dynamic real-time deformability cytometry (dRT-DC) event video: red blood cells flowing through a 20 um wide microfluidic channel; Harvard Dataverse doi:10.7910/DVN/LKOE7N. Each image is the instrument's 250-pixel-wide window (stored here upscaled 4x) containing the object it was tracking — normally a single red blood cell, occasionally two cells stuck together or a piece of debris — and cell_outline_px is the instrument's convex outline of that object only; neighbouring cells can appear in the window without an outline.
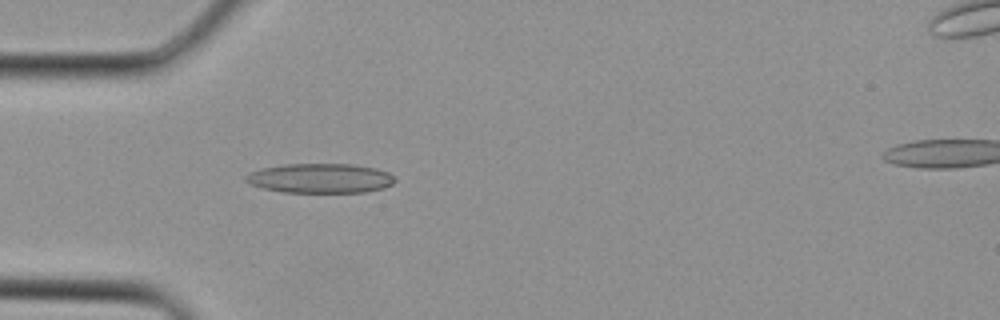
{"species": "Egyptian fruit bat (a non-hibernating species)", "species_latin": "Rousettus aegyptiacus", "temperature_condition": "cold", "stored_images_in_passage": 4, "camera_frame_rate_fps": 3000, "um_per_image_px": 0.085, "animal": {"sex": "female"}, "frame": {"image": 1, "passage_image": 3, "time_ms": 0.667, "image_size_px": [1000, 320], "cell_outline_px": [[396, 180], [392, 184], [384, 188], [364, 192], [284, 192], [264, 188], [252, 184], [244, 180], [244, 176], [260, 168], [284, 164], [352, 164], [376, 168], [388, 172], [396, 176]], "centroid_in_image_um": [27.26, 15.14], "position_along_channel_um": 57.7, "area_um2": 25.72}}